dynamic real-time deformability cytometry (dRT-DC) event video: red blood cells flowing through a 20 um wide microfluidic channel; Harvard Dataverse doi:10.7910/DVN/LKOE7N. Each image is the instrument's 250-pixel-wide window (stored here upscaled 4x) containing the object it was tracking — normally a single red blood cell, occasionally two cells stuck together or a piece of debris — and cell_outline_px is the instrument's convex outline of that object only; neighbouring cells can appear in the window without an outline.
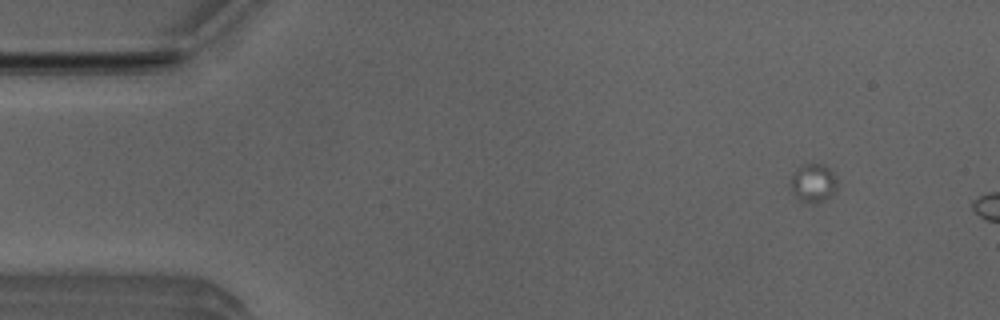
{"species": "Egyptian fruit bat (a non-hibernating species)", "species_latin": "Rousettus aegyptiacus", "temperature_condition": "room temperature", "stored_images_in_passage": 2, "segment_of_instrument_passage": [1, 2], "camera_frame_rate_fps": 3000, "um_per_image_px": 0.085, "animal": {"sex": "male"}, "frame": {"image": 1, "passage_image": 1, "time_ms": 0.0, "image_size_px": [1000, 320], "cell_outline_px": [[836, 188], [832, 196], [824, 200], [812, 204], [800, 200], [792, 188], [792, 176], [796, 168], [800, 164], [824, 164], [832, 172], [836, 184]], "centroid_in_image_um": [69.14, 15.54], "position_along_channel_um": 15.9, "area_um2": 10.17}}